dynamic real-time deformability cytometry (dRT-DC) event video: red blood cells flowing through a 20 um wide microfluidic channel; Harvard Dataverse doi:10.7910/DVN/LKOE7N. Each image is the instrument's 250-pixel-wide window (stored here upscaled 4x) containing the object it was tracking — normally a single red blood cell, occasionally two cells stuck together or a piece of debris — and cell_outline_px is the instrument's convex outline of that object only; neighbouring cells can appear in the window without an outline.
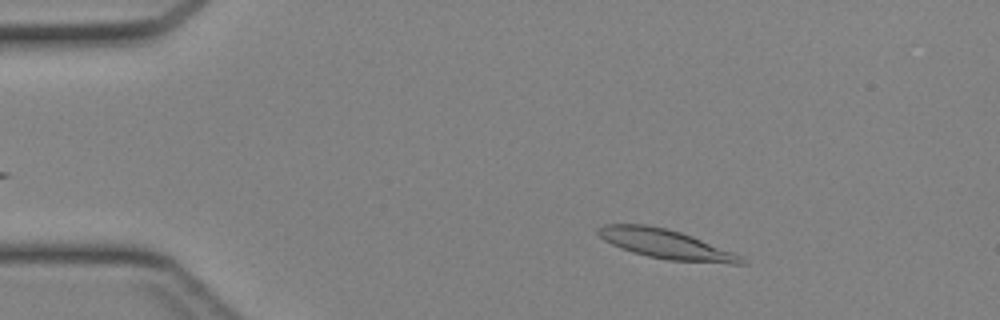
{"species": "Egyptian fruit bat (a non-hibernating species)", "species_latin": "Rousettus aegyptiacus", "temperature_condition": "cold", "stored_images_in_passage": 42, "camera_frame_rate_fps": 3000, "um_per_image_px": 0.085, "animal": {"sex": "female"}, "frame": {"image": 1, "passage_image": 6, "time_ms": 1.667, "image_size_px": [1000, 320], "cell_outline_px": [[748, 264], [732, 264], [668, 260], [648, 256], [632, 252], [620, 248], [604, 240], [596, 232], [596, 228], [604, 224], [644, 224], [664, 228], [680, 232], [692, 236], [744, 256]], "centroid_in_image_um": [56.63, 20.76], "position_along_channel_um": 28.4, "area_um2": 24.57}}
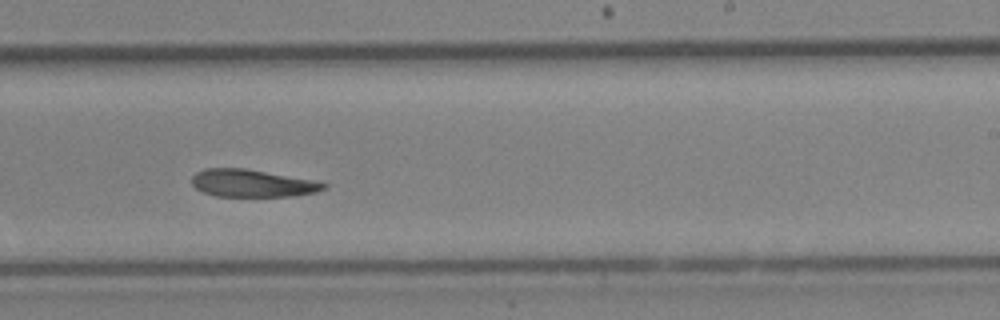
{"frame": {"image": 2, "passage_image": 26, "time_ms": 8.333, "image_size_px": [1000, 320], "cell_outline_px": [[328, 184], [324, 188], [316, 192], [292, 196], [216, 196], [204, 192], [196, 188], [192, 184], [192, 176], [196, 172], [204, 168], [244, 168], [312, 180]], "centroid_in_image_um": [21.39, 15.57], "position_along_channel_um": 267.6, "area_um2": 20.87}}
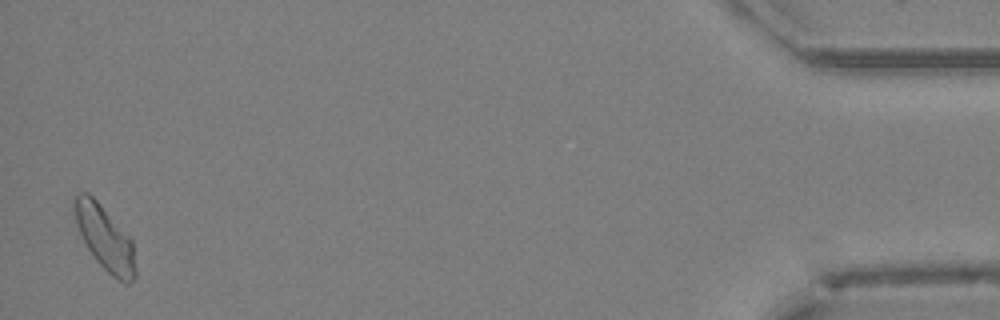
{"frame": {"image": 3, "passage_image": 42, "time_ms": 13.667, "image_size_px": [1000, 320], "cell_outline_px": [[136, 276], [128, 284], [124, 284], [116, 280], [96, 260], [84, 244], [76, 224], [72, 204], [76, 196], [80, 192], [88, 192], [100, 204], [132, 240], [136, 272]], "centroid_in_image_um": [8.9, 20.25], "position_along_channel_um": 426.3, "area_um2": 22.89}}